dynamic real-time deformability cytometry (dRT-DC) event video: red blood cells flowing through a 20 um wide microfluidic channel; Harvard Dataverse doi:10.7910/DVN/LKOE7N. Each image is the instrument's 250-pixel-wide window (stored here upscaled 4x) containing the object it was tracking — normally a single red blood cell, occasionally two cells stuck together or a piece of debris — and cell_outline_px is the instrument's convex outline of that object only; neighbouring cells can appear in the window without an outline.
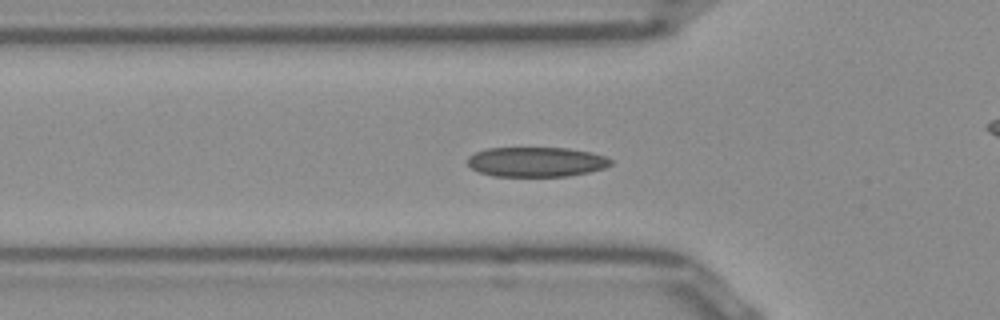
{"species": "Egyptian fruit bat (a non-hibernating species)", "species_latin": "Rousettus aegyptiacus", "temperature_condition": "room temperature", "stored_images_in_passage": 52, "camera_frame_rate_fps": 3000, "um_per_image_px": 0.085, "frame": {"image": 1, "passage_image": 16, "time_ms": 5.0, "image_size_px": [1000, 320], "cell_outline_px": [[612, 164], [604, 168], [588, 172], [568, 176], [492, 176], [480, 172], [472, 168], [468, 164], [468, 156], [476, 152], [488, 148], [568, 148], [588, 152], [604, 156], [612, 160]], "centroid_in_image_um": [45.57, 13.76], "position_along_channel_um": 80.2, "area_um2": 24.68}}
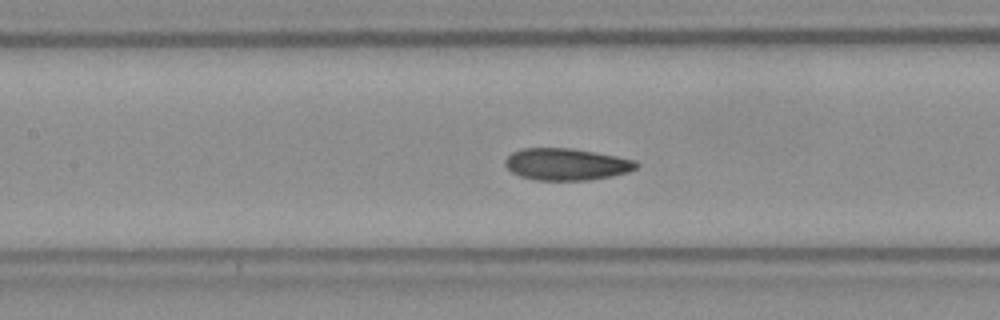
{"frame": {"image": 2, "passage_image": 22, "time_ms": 7.0, "image_size_px": [1000, 320], "cell_outline_px": [[640, 164], [636, 168], [628, 172], [612, 176], [588, 180], [536, 180], [520, 176], [512, 172], [504, 164], [504, 160], [512, 152], [520, 148], [572, 148], [616, 156], [636, 160]], "centroid_in_image_um": [48.14, 13.96], "position_along_channel_um": 159.3, "area_um2": 24.45}}
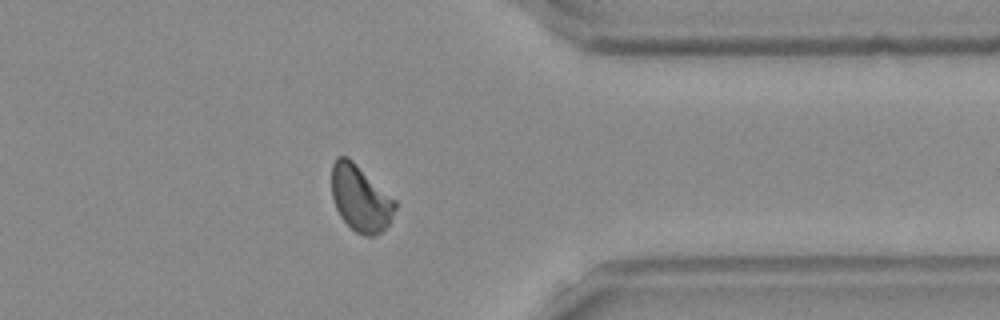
{"frame": {"image": 3, "passage_image": 40, "time_ms": 13.0, "image_size_px": [1000, 320], "cell_outline_px": [[396, 208], [388, 224], [376, 236], [364, 236], [356, 232], [340, 216], [336, 208], [332, 196], [332, 164], [336, 156], [348, 156], [396, 200]], "centroid_in_image_um": [30.63, 16.84], "position_along_channel_um": 380.8, "area_um2": 24.39}, "authors_computed_cell_mechanics": {"area_um2": 24.0159, "velocity_mm_per_s": 3.8973, "shape_relaxation_time_tau1_ms": 3.3232, "shape_relaxation_time_tau2_ms": 1.877, "deformation_change_tau1": 0.1059, "deformation_change_tau2": 0.0768}}